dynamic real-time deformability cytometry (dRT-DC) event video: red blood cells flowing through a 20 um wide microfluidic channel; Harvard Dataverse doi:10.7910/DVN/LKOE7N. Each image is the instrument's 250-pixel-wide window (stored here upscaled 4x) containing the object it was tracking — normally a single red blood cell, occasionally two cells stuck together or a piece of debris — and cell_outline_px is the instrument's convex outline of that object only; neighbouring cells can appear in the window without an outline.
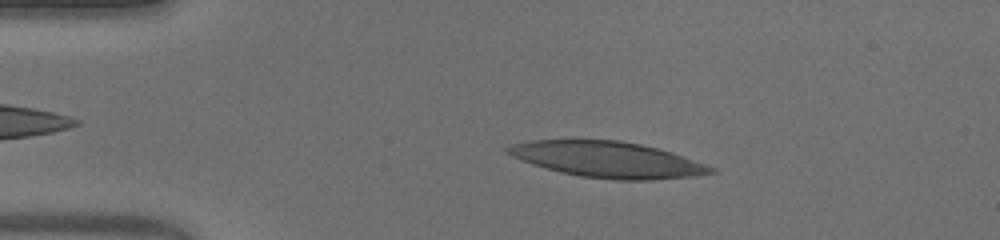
{"species": "human", "species_latin": "Homo sapiens", "temperature_condition": "warm", "stored_images_in_passage": 43, "camera_frame_rate_fps": 3000, "um_per_image_px": 0.085, "donor": {"sex": "male"}, "frame": {"image": 1, "passage_image": 9, "time_ms": 2.667, "image_size_px": [1000, 240], "cell_outline_px": [[716, 172], [692, 176], [648, 180], [616, 180], [580, 176], [560, 172], [532, 164], [520, 160], [504, 152], [504, 148], [512, 144], [528, 140], [620, 140], [640, 144], [672, 152], [716, 168]], "centroid_in_image_um": [51.6, 13.56], "position_along_channel_um": 33.4, "area_um2": 42.37}}
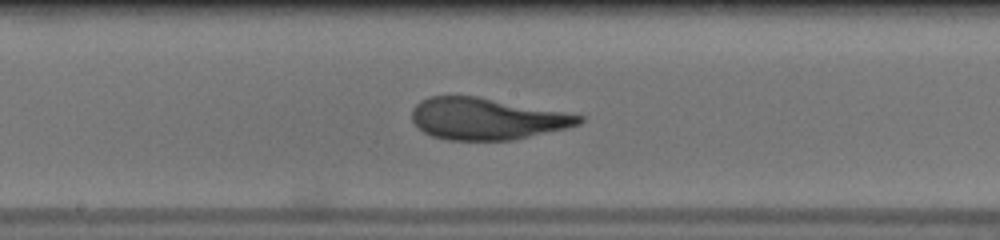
{"frame": {"image": 2, "passage_image": 26, "time_ms": 8.333, "image_size_px": [1000, 240], "cell_outline_px": [[584, 120], [580, 124], [564, 128], [512, 140], [448, 140], [432, 136], [424, 132], [412, 120], [412, 108], [420, 100], [428, 96], [476, 96], [564, 112], [584, 116]], "centroid_in_image_um": [41.33, 10.09], "position_along_channel_um": 206.9, "area_um2": 40.23}}
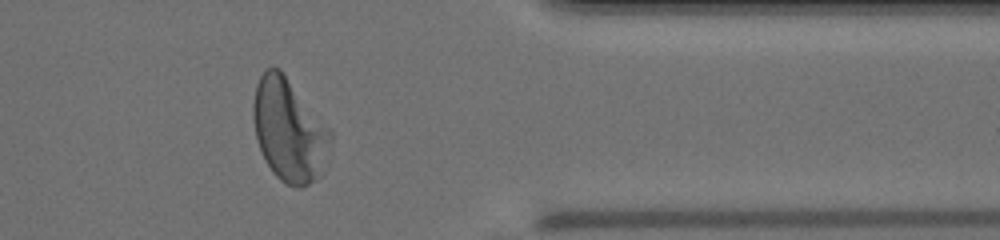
{"frame": {"image": 3, "passage_image": 41, "time_ms": 13.333, "image_size_px": [1000, 240], "cell_outline_px": [[332, 140], [320, 176], [308, 184], [300, 188], [296, 188], [280, 180], [272, 172], [256, 140], [252, 116], [252, 104], [256, 84], [260, 76], [272, 64], [280, 68], [332, 132]], "centroid_in_image_um": [24.55, 11.05], "position_along_channel_um": 386.9, "area_um2": 46.18}, "authors_computed_cell_mechanics": {"area_um2": 42.5408, "velocity_mm_per_s": 3.9029, "shape_relaxation_time_tau1_ms": 5.5356, "shape_relaxation_time_tau2_ms": 1.2819, "deformation_change_tau1": 0.221, "deformation_change_tau2": 0.0886}}